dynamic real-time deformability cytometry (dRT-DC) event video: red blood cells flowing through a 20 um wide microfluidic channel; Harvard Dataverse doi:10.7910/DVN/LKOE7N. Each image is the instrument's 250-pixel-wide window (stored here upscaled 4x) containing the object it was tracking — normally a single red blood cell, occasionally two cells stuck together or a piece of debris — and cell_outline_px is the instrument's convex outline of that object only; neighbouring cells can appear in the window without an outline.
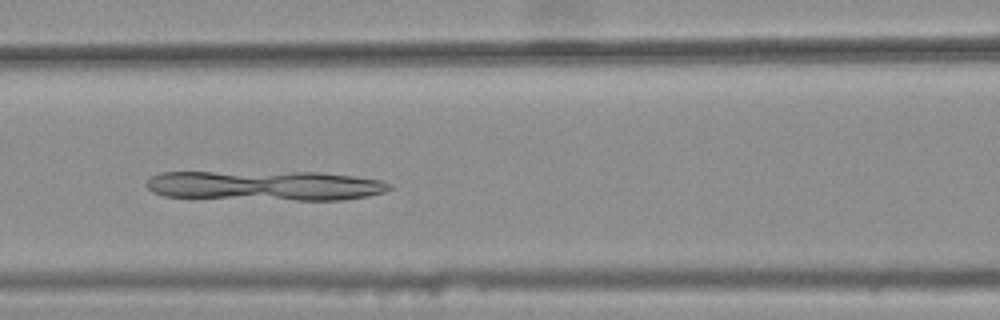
{"species": "common noctule bat (a hibernating species)", "species_latin": "Nyctalus noctula", "temperature_condition": "warm", "stored_images_in_passage": 43, "camera_frame_rate_fps": 3000, "um_per_image_px": 0.085, "animal": {"sex": "female", "body_mass_g": 25.1}, "frame": {"image": 1, "passage_image": 21, "time_ms": 6.667, "image_size_px": [1000, 320], "cell_outline_px": [[392, 188], [384, 192], [368, 196], [344, 200], [296, 200], [164, 196], [152, 192], [144, 184], [152, 176], [160, 172], [320, 172], [352, 176], [380, 180], [392, 184]], "centroid_in_image_um": [22.56, 15.77], "position_along_channel_um": 144.0, "area_um2": 42.31}}
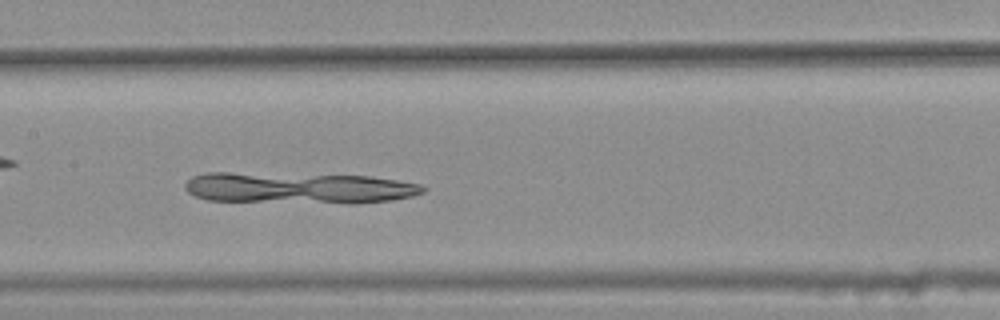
{"frame": {"image": 2, "passage_image": 24, "time_ms": 7.667, "image_size_px": [1000, 320], "cell_outline_px": [[428, 188], [424, 192], [412, 196], [392, 200], [356, 204], [348, 204], [208, 200], [196, 196], [188, 192], [184, 188], [184, 184], [192, 176], [204, 172], [228, 172], [368, 176], [396, 180], [420, 184]], "centroid_in_image_um": [25.39, 15.98], "position_along_channel_um": 182.0, "area_um2": 43.81}}
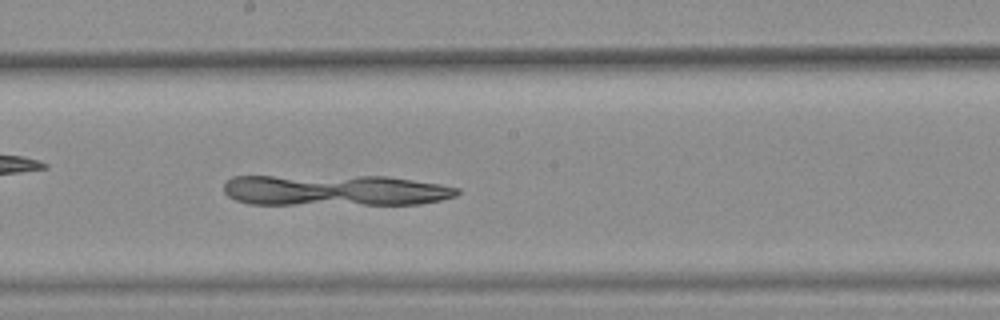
{"frame": {"image": 3, "passage_image": 27, "time_ms": 8.667, "image_size_px": [1000, 320], "cell_outline_px": [[460, 192], [456, 196], [440, 200], [420, 204], [248, 204], [236, 200], [228, 196], [224, 192], [224, 184], [232, 176], [388, 176], [440, 184], [460, 188]], "centroid_in_image_um": [28.48, 16.17], "position_along_channel_um": 219.7, "area_um2": 42.48}}